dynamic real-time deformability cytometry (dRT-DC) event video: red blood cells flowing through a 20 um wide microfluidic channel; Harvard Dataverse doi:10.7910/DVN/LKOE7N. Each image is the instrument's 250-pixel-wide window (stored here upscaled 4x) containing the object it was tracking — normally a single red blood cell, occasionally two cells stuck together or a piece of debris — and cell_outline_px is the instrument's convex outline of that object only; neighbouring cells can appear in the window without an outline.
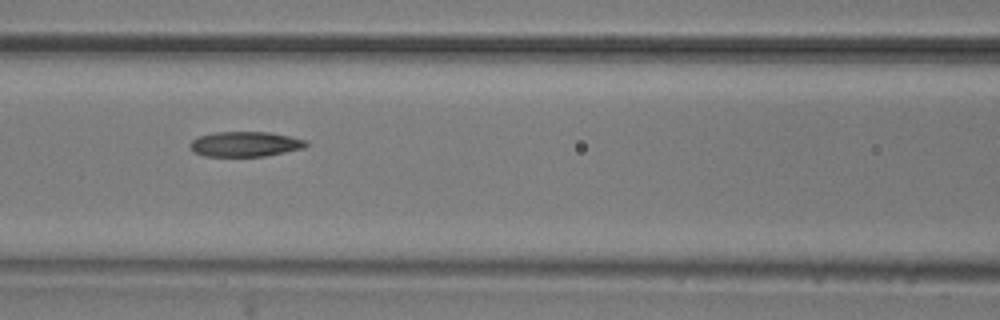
{"species": "common noctule bat (a hibernating species)", "species_latin": "Nyctalus noctula", "temperature_condition": "room temperature", "stored_images_in_passage": 12, "camera_frame_rate_fps": 3000, "um_per_image_px": 0.085, "animal": {"sex": "male", "body_mass_g": 20.5, "forearm_length_mm": 52.5}, "frame": {"image": 1, "passage_image": 4, "time_ms": 3.333, "image_size_px": [1000, 320], "cell_outline_px": [[308, 144], [304, 148], [264, 156], [204, 156], [196, 152], [188, 144], [196, 136], [216, 132], [268, 132], [292, 136], [308, 140]], "centroid_in_image_um": [20.86, 12.23], "position_along_channel_um": 145.7, "area_um2": 16.99}}
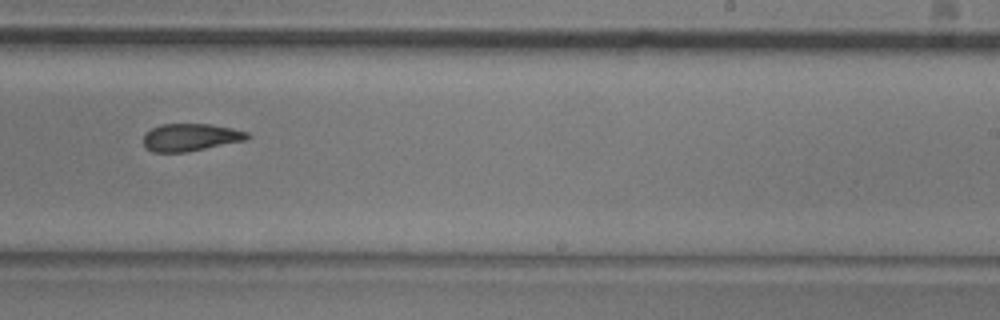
{"frame": {"image": 2, "passage_image": 7, "time_ms": 6.667, "image_size_px": [1000, 320], "cell_outline_px": [[252, 136], [248, 140], [184, 152], [152, 152], [144, 148], [144, 136], [152, 128], [160, 124], [212, 124], [232, 128], [248, 132]], "centroid_in_image_um": [16.22, 11.67], "position_along_channel_um": 272.8, "area_um2": 16.7}}
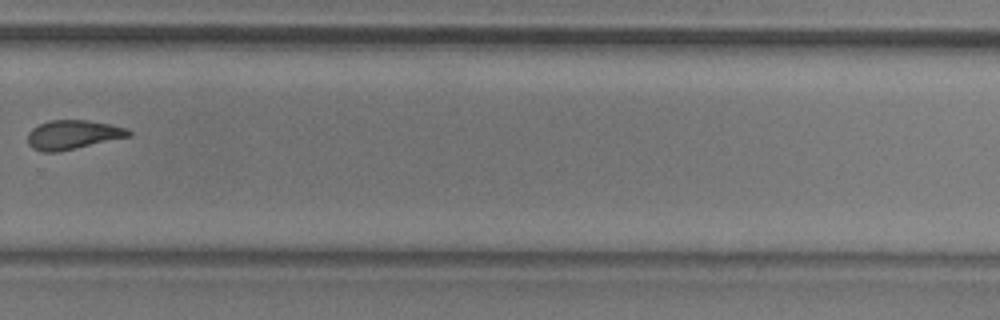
{"frame": {"image": 3, "passage_image": 8, "time_ms": 8.0, "image_size_px": [1000, 320], "cell_outline_px": [[132, 136], [76, 148], [56, 152], [40, 152], [32, 148], [28, 144], [28, 132], [32, 128], [48, 120], [88, 120], [128, 128], [132, 132]], "centroid_in_image_um": [6.19, 11.45], "position_along_channel_um": 323.6, "area_um2": 17.22}, "authors_computed_cell_mechanics": {"area_um2": 17.4267, "velocity_mm_per_s": 3.8113, "shape_relaxation_time_tau1_ms": 7.1823, "shape_relaxation_time_tau2_ms": null, "deformation_change_tau1": 0.2044, "deformation_change_tau2": null}}